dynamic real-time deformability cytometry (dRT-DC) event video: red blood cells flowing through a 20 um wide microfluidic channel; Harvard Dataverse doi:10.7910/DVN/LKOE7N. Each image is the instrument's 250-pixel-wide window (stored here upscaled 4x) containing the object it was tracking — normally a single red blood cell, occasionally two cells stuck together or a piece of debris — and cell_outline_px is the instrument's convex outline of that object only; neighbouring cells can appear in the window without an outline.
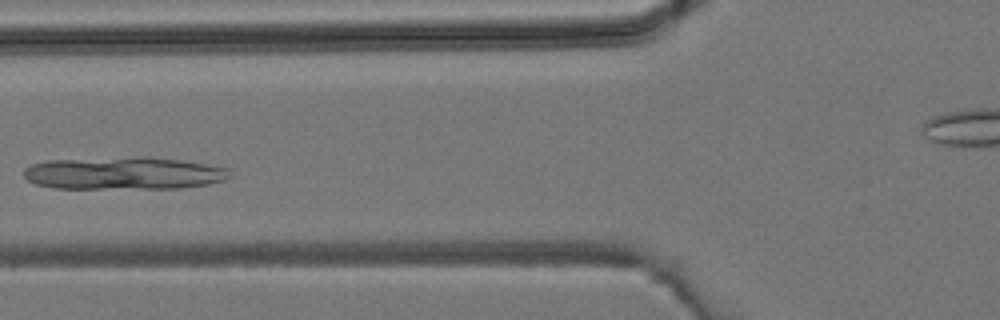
{"species": "common noctule bat (a hibernating species)", "species_latin": "Nyctalus noctula", "temperature_condition": "room temperature", "stored_images_in_passage": 4, "segment_of_instrument_passage": [1, 2], "camera_frame_rate_fps": 3000, "um_per_image_px": 0.085, "animal": {"sex": "male", "body_mass_g": 19.2, "forearm_length_mm": 51.8}, "frame": {"image": 1, "passage_image": 3, "time_ms": 2.0, "image_size_px": [1000, 320], "cell_outline_px": [[232, 176], [224, 180], [208, 184], [180, 188], [52, 188], [36, 184], [28, 180], [24, 176], [24, 168], [32, 164], [48, 160], [140, 156], [148, 156], [180, 160], [228, 168]], "centroid_in_image_um": [10.52, 14.72], "position_along_channel_um": 115.3, "area_um2": 39.25}}